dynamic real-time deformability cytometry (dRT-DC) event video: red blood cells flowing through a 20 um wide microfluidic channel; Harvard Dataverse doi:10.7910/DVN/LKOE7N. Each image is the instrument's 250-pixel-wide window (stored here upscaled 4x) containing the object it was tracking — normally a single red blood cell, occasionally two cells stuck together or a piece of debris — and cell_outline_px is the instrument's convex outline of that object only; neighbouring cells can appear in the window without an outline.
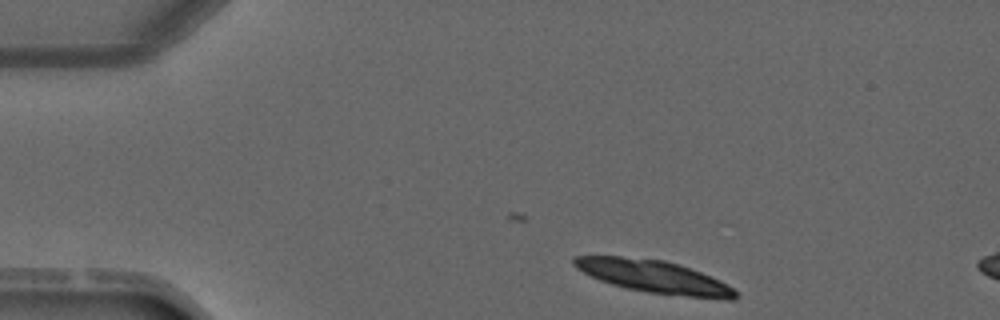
{"species": "common noctule bat (a hibernating species)", "species_latin": "Nyctalus noctula", "temperature_condition": "warm", "stored_images_in_passage": 3, "segment_of_instrument_passage": [1, 2], "camera_frame_rate_fps": 3000, "um_per_image_px": 0.085, "animal": {"sex": "male", "forearm_length_mm": 52.5}, "frame": {"image": 1, "passage_image": 1, "time_ms": 0.0, "image_size_px": [1000, 320], "cell_outline_px": [[740, 296], [736, 300], [728, 300], [648, 292], [624, 288], [600, 280], [576, 268], [572, 264], [572, 256], [620, 256], [664, 260], [700, 272], [720, 280], [732, 288]], "centroid_in_image_um": [55.58, 23.52], "position_along_channel_um": 29.4, "area_um2": 30.4}}